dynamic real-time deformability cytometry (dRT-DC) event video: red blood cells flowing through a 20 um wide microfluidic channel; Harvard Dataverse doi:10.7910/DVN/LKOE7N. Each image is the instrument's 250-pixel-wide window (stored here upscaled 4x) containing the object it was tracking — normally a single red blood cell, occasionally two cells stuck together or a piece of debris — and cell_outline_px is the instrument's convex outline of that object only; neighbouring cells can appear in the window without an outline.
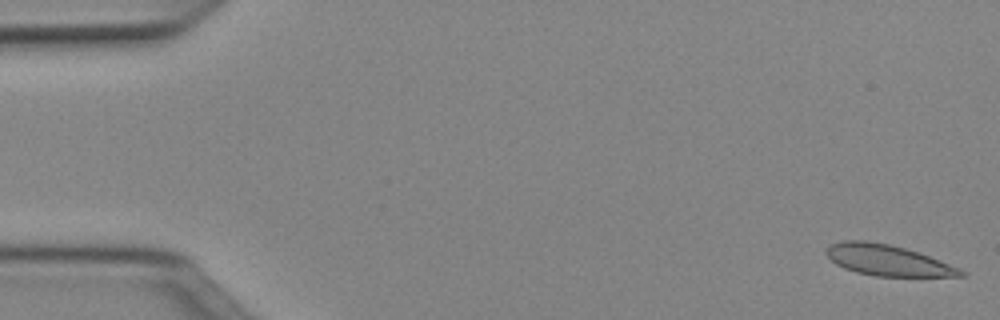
{"species": "Egyptian fruit bat (a non-hibernating species)", "species_latin": "Rousettus aegyptiacus", "temperature_condition": "cold", "stored_images_in_passage": 50, "camera_frame_rate_fps": 3000, "um_per_image_px": 0.085, "animal": {"sex": "female"}, "frame": {"image": 1, "passage_image": 1, "time_ms": 0.0, "image_size_px": [1000, 320], "cell_outline_px": [[968, 276], [876, 276], [856, 272], [844, 268], [836, 264], [824, 252], [828, 244], [844, 240], [868, 240], [888, 244], [904, 248], [928, 256], [960, 268], [968, 272]], "centroid_in_image_um": [75.42, 22.11], "position_along_channel_um": 9.6, "area_um2": 24.16}}
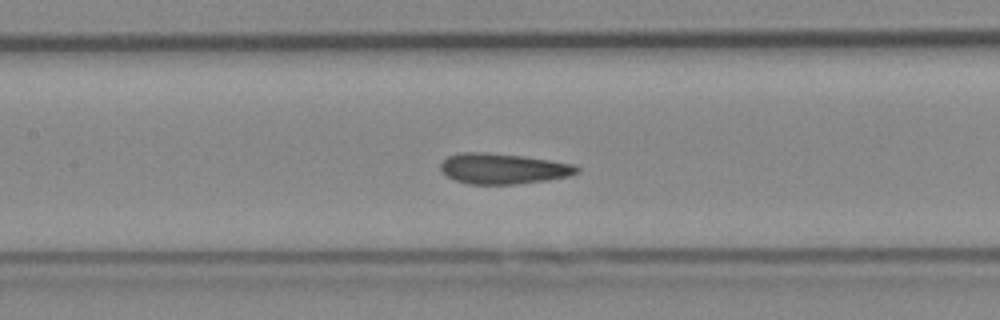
{"frame": {"image": 2, "passage_image": 23, "time_ms": 7.333, "image_size_px": [1000, 320], "cell_outline_px": [[580, 172], [568, 176], [548, 180], [516, 184], [468, 184], [456, 180], [448, 176], [440, 168], [440, 164], [448, 156], [460, 152], [480, 152], [524, 156], [572, 164], [580, 168]], "centroid_in_image_um": [42.77, 14.34], "position_along_channel_um": 164.6, "area_um2": 24.1}}
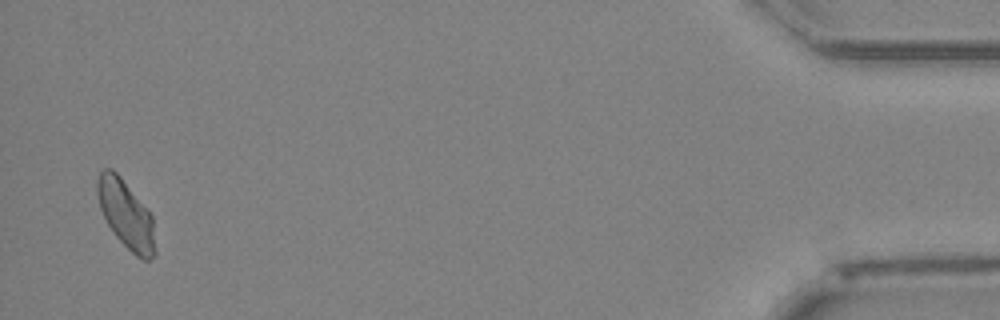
{"frame": {"image": 3, "passage_image": 49, "time_ms": 16.0, "image_size_px": [1000, 320], "cell_outline_px": [[156, 252], [148, 260], [144, 260], [136, 256], [116, 236], [108, 224], [100, 208], [96, 192], [96, 180], [100, 172], [104, 168], [112, 168], [120, 176], [152, 216]], "centroid_in_image_um": [10.69, 18.21], "position_along_channel_um": 424.5, "area_um2": 22.6}, "authors_computed_cell_mechanics": {"area_um2": 23.9003, "velocity_mm_per_s": 3.9812, "shape_relaxation_time_tau1_ms": null, "shape_relaxation_time_tau2_ms": 1.2805, "deformation_change_tau1": null, "deformation_change_tau2": 0.0793}}